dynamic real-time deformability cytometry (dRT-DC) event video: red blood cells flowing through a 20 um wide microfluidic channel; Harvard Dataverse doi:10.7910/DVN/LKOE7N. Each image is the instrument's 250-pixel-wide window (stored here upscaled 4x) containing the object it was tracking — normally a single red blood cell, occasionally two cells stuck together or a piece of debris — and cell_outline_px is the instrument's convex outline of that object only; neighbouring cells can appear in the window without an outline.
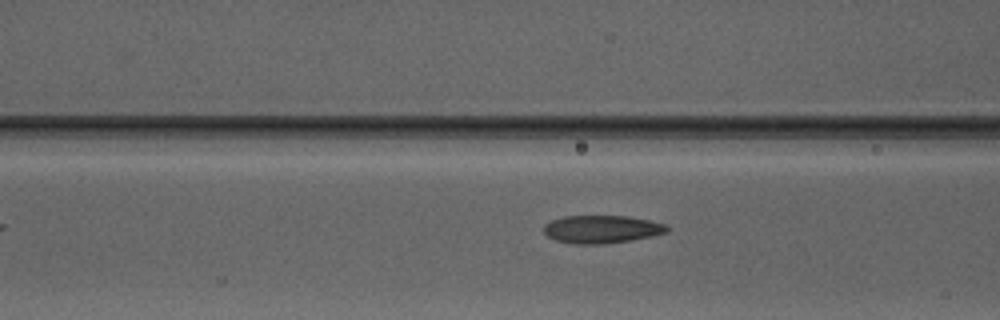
{"species": "Egyptian fruit bat (a non-hibernating species)", "species_latin": "Rousettus aegyptiacus", "temperature_condition": "warm", "stored_images_in_passage": 8, "camera_frame_rate_fps": 3000, "um_per_image_px": 0.085, "animal": {"sex": "male"}, "frame": {"image": 1, "passage_image": 6, "time_ms": 1.667, "image_size_px": [1000, 320], "cell_outline_px": [[668, 232], [652, 236], [632, 240], [604, 244], [576, 244], [556, 240], [548, 236], [544, 232], [544, 224], [552, 220], [564, 216], [628, 216], [668, 224]], "centroid_in_image_um": [51.17, 19.48], "position_along_channel_um": 115.4, "area_um2": 20.06}}